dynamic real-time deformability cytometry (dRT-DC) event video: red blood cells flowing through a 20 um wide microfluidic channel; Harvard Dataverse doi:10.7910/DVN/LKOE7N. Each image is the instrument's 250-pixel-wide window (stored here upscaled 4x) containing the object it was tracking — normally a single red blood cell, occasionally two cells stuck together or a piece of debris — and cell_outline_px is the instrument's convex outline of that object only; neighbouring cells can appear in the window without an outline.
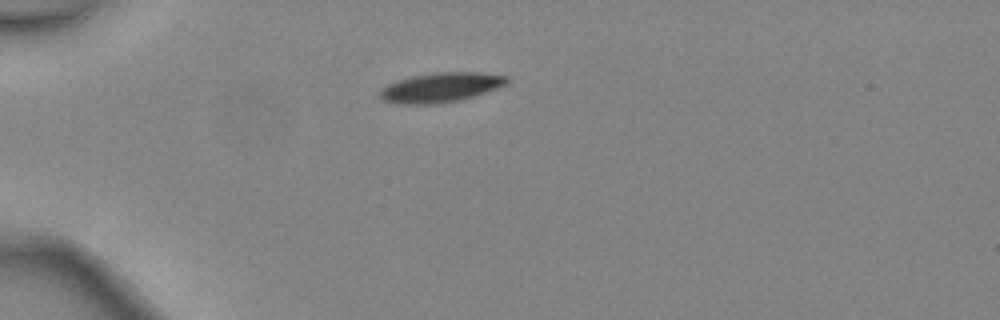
{"species": "common noctule bat (a hibernating species)", "species_latin": "Nyctalus noctula", "temperature_condition": "warm", "stored_images_in_passage": 5, "camera_frame_rate_fps": 3000, "um_per_image_px": 0.085, "animal": {"sex": "female", "body_mass_g": 24.6, "forearm_length_mm": 56.2}, "frame": {"image": 1, "passage_image": 5, "time_ms": 1.333, "image_size_px": [1000, 320], "cell_outline_px": [[508, 80], [504, 84], [496, 88], [472, 96], [456, 100], [436, 104], [396, 104], [380, 100], [376, 96], [380, 88], [388, 84], [412, 76], [436, 72], [484, 72], [508, 76]], "centroid_in_image_um": [37.37, 7.43], "position_along_channel_um": 47.6, "area_um2": 21.91}}